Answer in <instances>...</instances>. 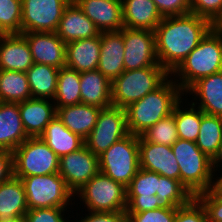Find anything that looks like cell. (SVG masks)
<instances>
[{
	"label": "cell",
	"instance_id": "1",
	"mask_svg": "<svg viewBox=\"0 0 222 222\" xmlns=\"http://www.w3.org/2000/svg\"><path fill=\"white\" fill-rule=\"evenodd\" d=\"M212 27L208 20L191 13L163 17L154 31L158 63L171 74Z\"/></svg>",
	"mask_w": 222,
	"mask_h": 222
},
{
	"label": "cell",
	"instance_id": "2",
	"mask_svg": "<svg viewBox=\"0 0 222 222\" xmlns=\"http://www.w3.org/2000/svg\"><path fill=\"white\" fill-rule=\"evenodd\" d=\"M184 92L170 76L159 88L125 108L130 134L141 136L159 120L171 115Z\"/></svg>",
	"mask_w": 222,
	"mask_h": 222
},
{
	"label": "cell",
	"instance_id": "3",
	"mask_svg": "<svg viewBox=\"0 0 222 222\" xmlns=\"http://www.w3.org/2000/svg\"><path fill=\"white\" fill-rule=\"evenodd\" d=\"M221 71L222 28L213 26L197 47L171 73V77L185 92L197 80Z\"/></svg>",
	"mask_w": 222,
	"mask_h": 222
},
{
	"label": "cell",
	"instance_id": "4",
	"mask_svg": "<svg viewBox=\"0 0 222 222\" xmlns=\"http://www.w3.org/2000/svg\"><path fill=\"white\" fill-rule=\"evenodd\" d=\"M171 74L162 66L125 70L112 81V106L126 108L159 88Z\"/></svg>",
	"mask_w": 222,
	"mask_h": 222
},
{
	"label": "cell",
	"instance_id": "5",
	"mask_svg": "<svg viewBox=\"0 0 222 222\" xmlns=\"http://www.w3.org/2000/svg\"><path fill=\"white\" fill-rule=\"evenodd\" d=\"M180 168V181L195 197L211 190L214 171L212 159L205 155L195 142L178 139L171 146Z\"/></svg>",
	"mask_w": 222,
	"mask_h": 222
},
{
	"label": "cell",
	"instance_id": "6",
	"mask_svg": "<svg viewBox=\"0 0 222 222\" xmlns=\"http://www.w3.org/2000/svg\"><path fill=\"white\" fill-rule=\"evenodd\" d=\"M87 212H120L127 209L126 187L99 172L74 193Z\"/></svg>",
	"mask_w": 222,
	"mask_h": 222
},
{
	"label": "cell",
	"instance_id": "7",
	"mask_svg": "<svg viewBox=\"0 0 222 222\" xmlns=\"http://www.w3.org/2000/svg\"><path fill=\"white\" fill-rule=\"evenodd\" d=\"M21 181L28 209L70 208L69 206L74 205L72 201L77 199L59 173L23 177Z\"/></svg>",
	"mask_w": 222,
	"mask_h": 222
},
{
	"label": "cell",
	"instance_id": "8",
	"mask_svg": "<svg viewBox=\"0 0 222 222\" xmlns=\"http://www.w3.org/2000/svg\"><path fill=\"white\" fill-rule=\"evenodd\" d=\"M100 172L127 187L140 169L138 136L129 134L98 156Z\"/></svg>",
	"mask_w": 222,
	"mask_h": 222
},
{
	"label": "cell",
	"instance_id": "9",
	"mask_svg": "<svg viewBox=\"0 0 222 222\" xmlns=\"http://www.w3.org/2000/svg\"><path fill=\"white\" fill-rule=\"evenodd\" d=\"M12 153L17 178L59 172L60 158L40 137H29Z\"/></svg>",
	"mask_w": 222,
	"mask_h": 222
},
{
	"label": "cell",
	"instance_id": "10",
	"mask_svg": "<svg viewBox=\"0 0 222 222\" xmlns=\"http://www.w3.org/2000/svg\"><path fill=\"white\" fill-rule=\"evenodd\" d=\"M129 134L125 109L110 106L101 109L97 123L84 140L85 146L99 156Z\"/></svg>",
	"mask_w": 222,
	"mask_h": 222
},
{
	"label": "cell",
	"instance_id": "11",
	"mask_svg": "<svg viewBox=\"0 0 222 222\" xmlns=\"http://www.w3.org/2000/svg\"><path fill=\"white\" fill-rule=\"evenodd\" d=\"M71 0H22L21 34L56 32L63 11Z\"/></svg>",
	"mask_w": 222,
	"mask_h": 222
},
{
	"label": "cell",
	"instance_id": "12",
	"mask_svg": "<svg viewBox=\"0 0 222 222\" xmlns=\"http://www.w3.org/2000/svg\"><path fill=\"white\" fill-rule=\"evenodd\" d=\"M123 42L125 70L161 66L156 55L154 31L123 27Z\"/></svg>",
	"mask_w": 222,
	"mask_h": 222
},
{
	"label": "cell",
	"instance_id": "13",
	"mask_svg": "<svg viewBox=\"0 0 222 222\" xmlns=\"http://www.w3.org/2000/svg\"><path fill=\"white\" fill-rule=\"evenodd\" d=\"M99 172L98 156L85 145L60 157L58 173L74 193Z\"/></svg>",
	"mask_w": 222,
	"mask_h": 222
},
{
	"label": "cell",
	"instance_id": "14",
	"mask_svg": "<svg viewBox=\"0 0 222 222\" xmlns=\"http://www.w3.org/2000/svg\"><path fill=\"white\" fill-rule=\"evenodd\" d=\"M140 168L180 181V168L171 146L147 142L138 136Z\"/></svg>",
	"mask_w": 222,
	"mask_h": 222
},
{
	"label": "cell",
	"instance_id": "15",
	"mask_svg": "<svg viewBox=\"0 0 222 222\" xmlns=\"http://www.w3.org/2000/svg\"><path fill=\"white\" fill-rule=\"evenodd\" d=\"M30 47L34 63L66 67V44L55 32L22 33Z\"/></svg>",
	"mask_w": 222,
	"mask_h": 222
},
{
	"label": "cell",
	"instance_id": "16",
	"mask_svg": "<svg viewBox=\"0 0 222 222\" xmlns=\"http://www.w3.org/2000/svg\"><path fill=\"white\" fill-rule=\"evenodd\" d=\"M94 22L100 32L120 31L124 27L122 0H72Z\"/></svg>",
	"mask_w": 222,
	"mask_h": 222
},
{
	"label": "cell",
	"instance_id": "17",
	"mask_svg": "<svg viewBox=\"0 0 222 222\" xmlns=\"http://www.w3.org/2000/svg\"><path fill=\"white\" fill-rule=\"evenodd\" d=\"M187 94H193L194 102H190L205 114L222 117V71L197 80L184 92Z\"/></svg>",
	"mask_w": 222,
	"mask_h": 222
},
{
	"label": "cell",
	"instance_id": "18",
	"mask_svg": "<svg viewBox=\"0 0 222 222\" xmlns=\"http://www.w3.org/2000/svg\"><path fill=\"white\" fill-rule=\"evenodd\" d=\"M65 43L98 36L101 32L77 5L72 1L63 11L59 25L55 32Z\"/></svg>",
	"mask_w": 222,
	"mask_h": 222
},
{
	"label": "cell",
	"instance_id": "19",
	"mask_svg": "<svg viewBox=\"0 0 222 222\" xmlns=\"http://www.w3.org/2000/svg\"><path fill=\"white\" fill-rule=\"evenodd\" d=\"M101 51L98 70L111 82L124 71L123 28L120 31L100 33Z\"/></svg>",
	"mask_w": 222,
	"mask_h": 222
},
{
	"label": "cell",
	"instance_id": "20",
	"mask_svg": "<svg viewBox=\"0 0 222 222\" xmlns=\"http://www.w3.org/2000/svg\"><path fill=\"white\" fill-rule=\"evenodd\" d=\"M34 64L23 34H4L0 38V70L26 72Z\"/></svg>",
	"mask_w": 222,
	"mask_h": 222
},
{
	"label": "cell",
	"instance_id": "21",
	"mask_svg": "<svg viewBox=\"0 0 222 222\" xmlns=\"http://www.w3.org/2000/svg\"><path fill=\"white\" fill-rule=\"evenodd\" d=\"M19 110L28 137H39L56 116V106L50 99H27L19 103Z\"/></svg>",
	"mask_w": 222,
	"mask_h": 222
},
{
	"label": "cell",
	"instance_id": "22",
	"mask_svg": "<svg viewBox=\"0 0 222 222\" xmlns=\"http://www.w3.org/2000/svg\"><path fill=\"white\" fill-rule=\"evenodd\" d=\"M28 138L21 120L19 103L0 102V149L13 152Z\"/></svg>",
	"mask_w": 222,
	"mask_h": 222
},
{
	"label": "cell",
	"instance_id": "23",
	"mask_svg": "<svg viewBox=\"0 0 222 222\" xmlns=\"http://www.w3.org/2000/svg\"><path fill=\"white\" fill-rule=\"evenodd\" d=\"M100 51V34L96 37L71 41L66 44V67L79 73L96 70Z\"/></svg>",
	"mask_w": 222,
	"mask_h": 222
},
{
	"label": "cell",
	"instance_id": "24",
	"mask_svg": "<svg viewBox=\"0 0 222 222\" xmlns=\"http://www.w3.org/2000/svg\"><path fill=\"white\" fill-rule=\"evenodd\" d=\"M101 109L79 103L72 106L56 107V115L72 133L85 140L97 123Z\"/></svg>",
	"mask_w": 222,
	"mask_h": 222
},
{
	"label": "cell",
	"instance_id": "25",
	"mask_svg": "<svg viewBox=\"0 0 222 222\" xmlns=\"http://www.w3.org/2000/svg\"><path fill=\"white\" fill-rule=\"evenodd\" d=\"M124 28L155 31L162 15L153 0H122Z\"/></svg>",
	"mask_w": 222,
	"mask_h": 222
},
{
	"label": "cell",
	"instance_id": "26",
	"mask_svg": "<svg viewBox=\"0 0 222 222\" xmlns=\"http://www.w3.org/2000/svg\"><path fill=\"white\" fill-rule=\"evenodd\" d=\"M81 103L108 108L112 106V82L98 69L80 73Z\"/></svg>",
	"mask_w": 222,
	"mask_h": 222
},
{
	"label": "cell",
	"instance_id": "27",
	"mask_svg": "<svg viewBox=\"0 0 222 222\" xmlns=\"http://www.w3.org/2000/svg\"><path fill=\"white\" fill-rule=\"evenodd\" d=\"M60 158L79 150L85 145L84 139L72 133L56 115L39 136Z\"/></svg>",
	"mask_w": 222,
	"mask_h": 222
},
{
	"label": "cell",
	"instance_id": "28",
	"mask_svg": "<svg viewBox=\"0 0 222 222\" xmlns=\"http://www.w3.org/2000/svg\"><path fill=\"white\" fill-rule=\"evenodd\" d=\"M28 211L23 183L15 176L0 183V221L24 216Z\"/></svg>",
	"mask_w": 222,
	"mask_h": 222
},
{
	"label": "cell",
	"instance_id": "29",
	"mask_svg": "<svg viewBox=\"0 0 222 222\" xmlns=\"http://www.w3.org/2000/svg\"><path fill=\"white\" fill-rule=\"evenodd\" d=\"M59 69L46 64L34 63L26 71L32 98L54 100Z\"/></svg>",
	"mask_w": 222,
	"mask_h": 222
},
{
	"label": "cell",
	"instance_id": "30",
	"mask_svg": "<svg viewBox=\"0 0 222 222\" xmlns=\"http://www.w3.org/2000/svg\"><path fill=\"white\" fill-rule=\"evenodd\" d=\"M30 98L26 72L0 70V102L20 103Z\"/></svg>",
	"mask_w": 222,
	"mask_h": 222
},
{
	"label": "cell",
	"instance_id": "31",
	"mask_svg": "<svg viewBox=\"0 0 222 222\" xmlns=\"http://www.w3.org/2000/svg\"><path fill=\"white\" fill-rule=\"evenodd\" d=\"M187 97L188 95L185 97L186 99H181V101L174 107L172 114L175 117L178 138L195 142L200 131L201 110L188 102L187 100L189 98ZM183 100H186V104L188 102L187 106ZM184 105L185 107H183Z\"/></svg>",
	"mask_w": 222,
	"mask_h": 222
},
{
	"label": "cell",
	"instance_id": "32",
	"mask_svg": "<svg viewBox=\"0 0 222 222\" xmlns=\"http://www.w3.org/2000/svg\"><path fill=\"white\" fill-rule=\"evenodd\" d=\"M195 143L205 155L213 159L222 143V117L208 115L201 110L200 131Z\"/></svg>",
	"mask_w": 222,
	"mask_h": 222
},
{
	"label": "cell",
	"instance_id": "33",
	"mask_svg": "<svg viewBox=\"0 0 222 222\" xmlns=\"http://www.w3.org/2000/svg\"><path fill=\"white\" fill-rule=\"evenodd\" d=\"M56 107L81 103L80 73L68 67L59 69L57 90L54 97Z\"/></svg>",
	"mask_w": 222,
	"mask_h": 222
},
{
	"label": "cell",
	"instance_id": "34",
	"mask_svg": "<svg viewBox=\"0 0 222 222\" xmlns=\"http://www.w3.org/2000/svg\"><path fill=\"white\" fill-rule=\"evenodd\" d=\"M156 195L164 207H179L187 204L194 196L179 180L159 174V186Z\"/></svg>",
	"mask_w": 222,
	"mask_h": 222
},
{
	"label": "cell",
	"instance_id": "35",
	"mask_svg": "<svg viewBox=\"0 0 222 222\" xmlns=\"http://www.w3.org/2000/svg\"><path fill=\"white\" fill-rule=\"evenodd\" d=\"M147 142L172 146L178 138L175 117L173 114L159 120L141 135Z\"/></svg>",
	"mask_w": 222,
	"mask_h": 222
},
{
	"label": "cell",
	"instance_id": "36",
	"mask_svg": "<svg viewBox=\"0 0 222 222\" xmlns=\"http://www.w3.org/2000/svg\"><path fill=\"white\" fill-rule=\"evenodd\" d=\"M159 186V174L139 169L126 187L127 197L153 198Z\"/></svg>",
	"mask_w": 222,
	"mask_h": 222
},
{
	"label": "cell",
	"instance_id": "37",
	"mask_svg": "<svg viewBox=\"0 0 222 222\" xmlns=\"http://www.w3.org/2000/svg\"><path fill=\"white\" fill-rule=\"evenodd\" d=\"M22 0H0V30L3 34H21Z\"/></svg>",
	"mask_w": 222,
	"mask_h": 222
},
{
	"label": "cell",
	"instance_id": "38",
	"mask_svg": "<svg viewBox=\"0 0 222 222\" xmlns=\"http://www.w3.org/2000/svg\"><path fill=\"white\" fill-rule=\"evenodd\" d=\"M190 13L219 26L222 23V0H190Z\"/></svg>",
	"mask_w": 222,
	"mask_h": 222
},
{
	"label": "cell",
	"instance_id": "39",
	"mask_svg": "<svg viewBox=\"0 0 222 222\" xmlns=\"http://www.w3.org/2000/svg\"><path fill=\"white\" fill-rule=\"evenodd\" d=\"M67 209L59 207L28 209L24 216L27 222H73V220L67 219L70 217L68 211L71 212ZM65 214H69V216L67 217Z\"/></svg>",
	"mask_w": 222,
	"mask_h": 222
},
{
	"label": "cell",
	"instance_id": "40",
	"mask_svg": "<svg viewBox=\"0 0 222 222\" xmlns=\"http://www.w3.org/2000/svg\"><path fill=\"white\" fill-rule=\"evenodd\" d=\"M177 207H160L138 213H127L128 222H174Z\"/></svg>",
	"mask_w": 222,
	"mask_h": 222
},
{
	"label": "cell",
	"instance_id": "41",
	"mask_svg": "<svg viewBox=\"0 0 222 222\" xmlns=\"http://www.w3.org/2000/svg\"><path fill=\"white\" fill-rule=\"evenodd\" d=\"M174 222H208L201 202L193 197L187 204L177 207Z\"/></svg>",
	"mask_w": 222,
	"mask_h": 222
},
{
	"label": "cell",
	"instance_id": "42",
	"mask_svg": "<svg viewBox=\"0 0 222 222\" xmlns=\"http://www.w3.org/2000/svg\"><path fill=\"white\" fill-rule=\"evenodd\" d=\"M203 205L208 222H222V198L211 190L195 196Z\"/></svg>",
	"mask_w": 222,
	"mask_h": 222
},
{
	"label": "cell",
	"instance_id": "43",
	"mask_svg": "<svg viewBox=\"0 0 222 222\" xmlns=\"http://www.w3.org/2000/svg\"><path fill=\"white\" fill-rule=\"evenodd\" d=\"M162 17L190 14V0H153Z\"/></svg>",
	"mask_w": 222,
	"mask_h": 222
},
{
	"label": "cell",
	"instance_id": "44",
	"mask_svg": "<svg viewBox=\"0 0 222 222\" xmlns=\"http://www.w3.org/2000/svg\"><path fill=\"white\" fill-rule=\"evenodd\" d=\"M162 207L157 195L153 198L127 197L126 213H138Z\"/></svg>",
	"mask_w": 222,
	"mask_h": 222
},
{
	"label": "cell",
	"instance_id": "45",
	"mask_svg": "<svg viewBox=\"0 0 222 222\" xmlns=\"http://www.w3.org/2000/svg\"><path fill=\"white\" fill-rule=\"evenodd\" d=\"M80 216L77 222H128L126 211L120 212H88Z\"/></svg>",
	"mask_w": 222,
	"mask_h": 222
},
{
	"label": "cell",
	"instance_id": "46",
	"mask_svg": "<svg viewBox=\"0 0 222 222\" xmlns=\"http://www.w3.org/2000/svg\"><path fill=\"white\" fill-rule=\"evenodd\" d=\"M14 176L13 153L2 151L0 153V183Z\"/></svg>",
	"mask_w": 222,
	"mask_h": 222
},
{
	"label": "cell",
	"instance_id": "47",
	"mask_svg": "<svg viewBox=\"0 0 222 222\" xmlns=\"http://www.w3.org/2000/svg\"><path fill=\"white\" fill-rule=\"evenodd\" d=\"M220 170H222V169H219V170H213L214 171V177H213V179H215V180H213V183H212V187H211V191L214 193V194H216V195H218L219 197H221L222 198V171L220 172ZM217 171H218V173H221V174H216L217 173ZM220 176V177H218V176ZM215 176H217V177H215Z\"/></svg>",
	"mask_w": 222,
	"mask_h": 222
},
{
	"label": "cell",
	"instance_id": "48",
	"mask_svg": "<svg viewBox=\"0 0 222 222\" xmlns=\"http://www.w3.org/2000/svg\"><path fill=\"white\" fill-rule=\"evenodd\" d=\"M212 168L213 170L222 169V143L220 144L216 155L212 159Z\"/></svg>",
	"mask_w": 222,
	"mask_h": 222
},
{
	"label": "cell",
	"instance_id": "49",
	"mask_svg": "<svg viewBox=\"0 0 222 222\" xmlns=\"http://www.w3.org/2000/svg\"><path fill=\"white\" fill-rule=\"evenodd\" d=\"M0 222H27L25 216L15 217L13 219H8Z\"/></svg>",
	"mask_w": 222,
	"mask_h": 222
},
{
	"label": "cell",
	"instance_id": "50",
	"mask_svg": "<svg viewBox=\"0 0 222 222\" xmlns=\"http://www.w3.org/2000/svg\"><path fill=\"white\" fill-rule=\"evenodd\" d=\"M4 34L1 32V30H0V38L3 36Z\"/></svg>",
	"mask_w": 222,
	"mask_h": 222
}]
</instances>
